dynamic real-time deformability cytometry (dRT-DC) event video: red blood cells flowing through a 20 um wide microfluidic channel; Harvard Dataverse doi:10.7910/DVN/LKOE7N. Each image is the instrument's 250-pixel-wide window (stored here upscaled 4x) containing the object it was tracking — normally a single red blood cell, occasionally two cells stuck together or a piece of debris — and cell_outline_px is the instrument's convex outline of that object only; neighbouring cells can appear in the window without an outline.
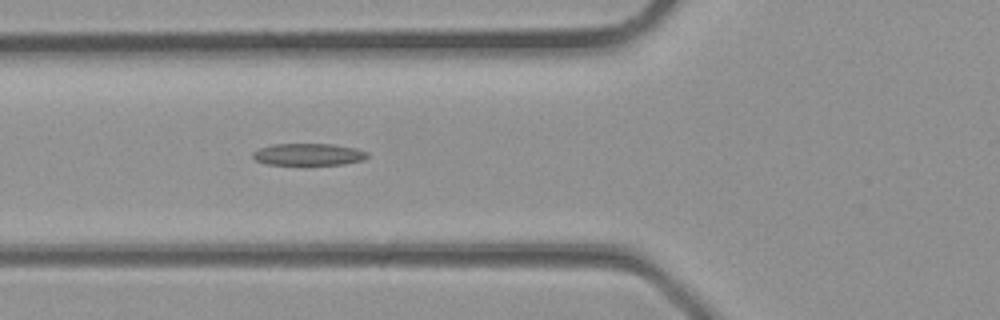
{"species": "common noctule bat (a hibernating species)", "species_latin": "Nyctalus noctula", "temperature_condition": "room temperature", "stored_images_in_passage": 33, "segment_of_instrument_passage": [1, 2], "camera_frame_rate_fps": 3000, "um_per_image_px": 0.085, "animal": {"sex": "male", "body_mass_g": 23.1, "forearm_length_mm": 52.7}, "frame": {"image": 1, "passage_image": 10, "time_ms": 3.0, "image_size_px": [1000, 320], "cell_outline_px": [[368, 156], [364, 160], [344, 164], [264, 164], [256, 160], [252, 156], [252, 152], [260, 148], [272, 144], [332, 144], [356, 148], [368, 152]], "centroid_in_image_um": [26.23, 13.12], "position_along_channel_um": 99.6, "area_um2": 14.62}}
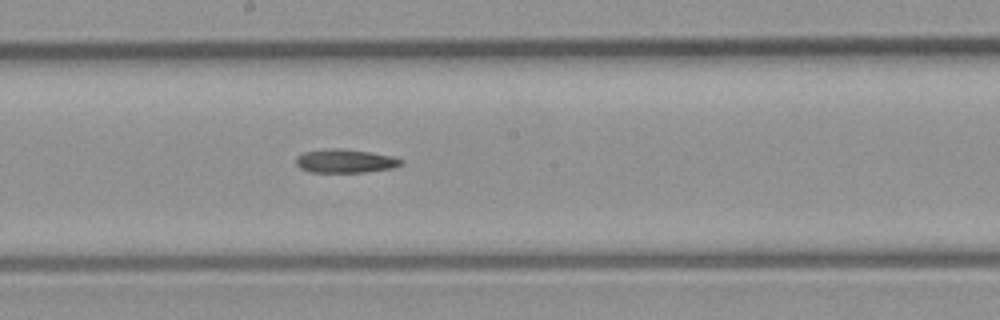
{"frame": {"image": 2, "passage_image": 16, "time_ms": 5.0, "image_size_px": [1000, 320], "cell_outline_px": [[404, 164], [396, 168], [364, 172], [308, 172], [300, 168], [296, 164], [296, 156], [304, 152], [332, 148], [340, 148], [368, 152], [392, 156], [404, 160]], "centroid_in_image_um": [29.37, 13.69], "position_along_channel_um": 218.8, "area_um2": 14.57}}
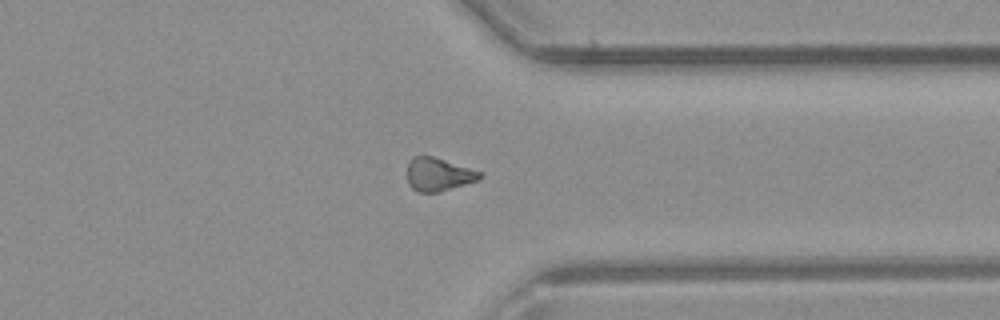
{"frame": {"image": 3, "passage_image": 24, "time_ms": 7.667, "image_size_px": [1000, 320], "cell_outline_px": [[484, 176], [476, 180], [440, 192], [416, 192], [408, 184], [408, 160], [416, 156], [432, 156], [484, 172]], "centroid_in_image_um": [37.27, 14.82], "position_along_channel_um": 374.1, "area_um2": 14.05}}